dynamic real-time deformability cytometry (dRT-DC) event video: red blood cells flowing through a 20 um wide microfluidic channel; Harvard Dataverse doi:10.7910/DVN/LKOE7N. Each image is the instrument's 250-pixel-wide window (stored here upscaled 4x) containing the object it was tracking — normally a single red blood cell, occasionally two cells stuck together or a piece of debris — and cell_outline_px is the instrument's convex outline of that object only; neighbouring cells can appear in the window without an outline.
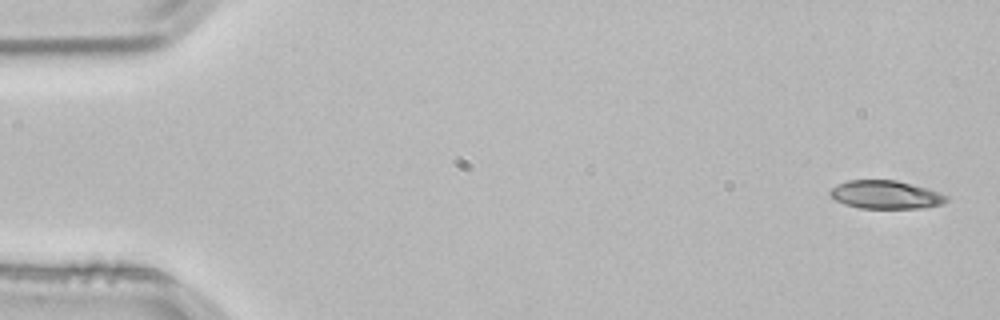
{"species": "common noctule bat (a hibernating species)", "species_latin": "Nyctalus noctula", "temperature_condition": "room temperature", "stored_images_in_passage": 16, "camera_frame_rate_fps": 3000, "um_per_image_px": 0.085, "animal": {"sex": "male", "body_mass_g": 21.5, "forearm_length_mm": 52.0}, "frame": {"image": 1, "passage_image": 1, "time_ms": 0.0, "image_size_px": [1000, 320], "cell_outline_px": [[948, 200], [944, 204], [924, 208], [860, 208], [844, 204], [828, 196], [828, 192], [836, 184], [848, 180], [896, 180], [912, 184], [940, 192], [948, 196]], "centroid_in_image_um": [75.28, 16.55], "position_along_channel_um": 9.7, "area_um2": 19.36}}
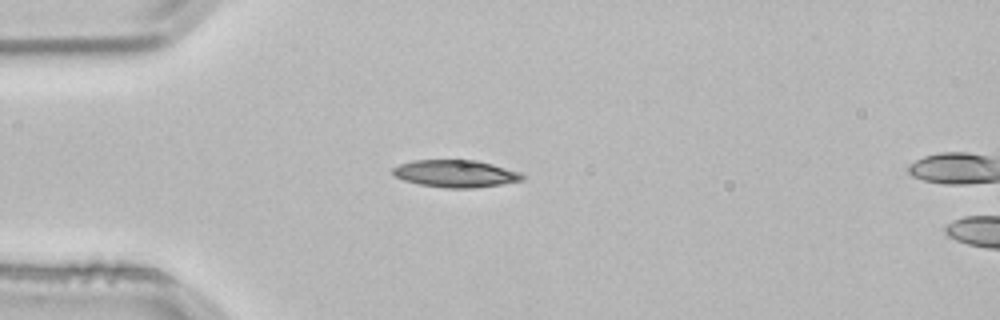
{"frame": {"image": 2, "passage_image": 13, "time_ms": 4.0, "image_size_px": [1000, 320], "cell_outline_px": [[524, 180], [500, 184], [472, 188], [444, 188], [420, 184], [404, 180], [396, 176], [392, 172], [392, 168], [400, 164], [412, 160], [476, 160], [492, 164], [520, 172], [524, 176]], "centroid_in_image_um": [38.72, 14.75], "position_along_channel_um": 46.3, "area_um2": 20.46}}